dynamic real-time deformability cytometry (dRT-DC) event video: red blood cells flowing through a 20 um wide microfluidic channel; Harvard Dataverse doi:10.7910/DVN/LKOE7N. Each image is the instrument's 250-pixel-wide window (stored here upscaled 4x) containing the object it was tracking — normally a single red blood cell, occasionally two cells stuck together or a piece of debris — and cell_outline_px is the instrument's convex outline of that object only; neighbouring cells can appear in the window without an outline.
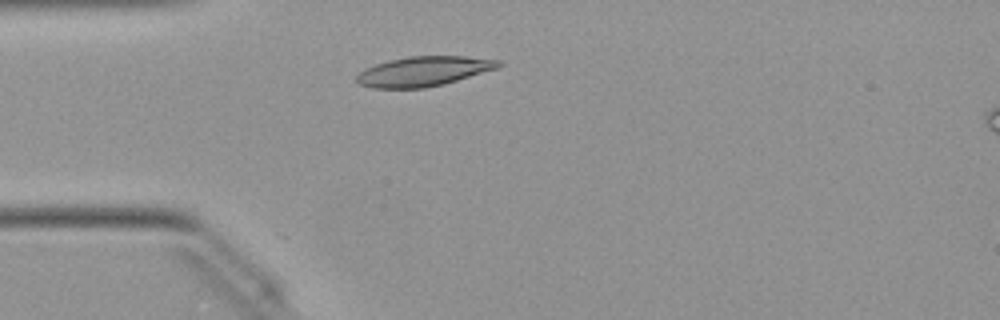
{"species": "Egyptian fruit bat (a non-hibernating species)", "species_latin": "Rousettus aegyptiacus", "temperature_condition": "warm", "stored_images_in_passage": 45, "camera_frame_rate_fps": 3000, "um_per_image_px": 0.085, "animal": {"sex": "female"}, "frame": {"image": 1, "passage_image": 8, "time_ms": 2.333, "image_size_px": [1000, 320], "cell_outline_px": [[504, 64], [496, 68], [444, 84], [424, 88], [372, 88], [360, 84], [356, 80], [356, 76], [364, 68], [388, 60], [408, 56], [464, 56], [500, 60]], "centroid_in_image_um": [35.98, 6.05], "position_along_channel_um": 49.0, "area_um2": 24.51}}
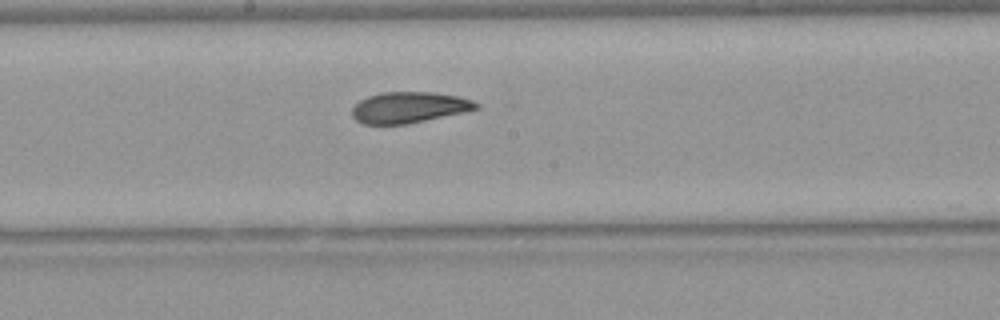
{"frame": {"image": 2, "passage_image": 21, "time_ms": 6.667, "image_size_px": [1000, 320], "cell_outline_px": [[480, 108], [464, 112], [408, 124], [364, 124], [356, 120], [352, 116], [352, 108], [360, 100], [368, 96], [380, 92], [436, 92], [460, 96], [472, 100], [480, 104]], "centroid_in_image_um": [34.79, 9.12], "position_along_channel_um": 213.4, "area_um2": 22.6}}
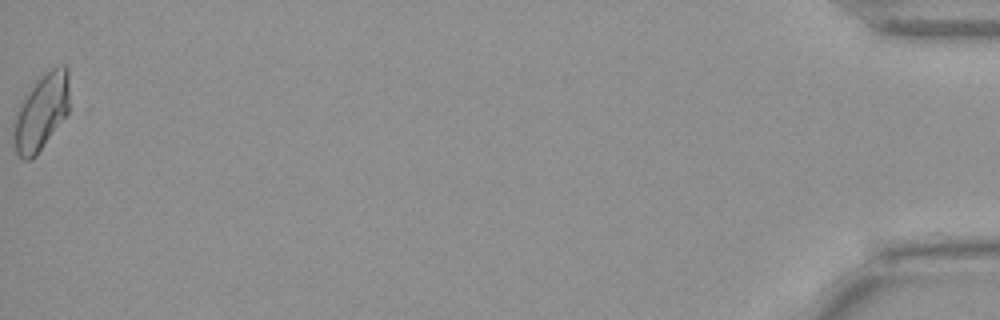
{"frame": {"image": 3, "passage_image": 45, "time_ms": 14.667, "image_size_px": [1000, 320], "cell_outline_px": [[68, 112], [36, 156], [32, 160], [24, 160], [16, 152], [12, 136], [12, 120], [20, 100], [32, 84], [40, 76], [52, 68], [60, 64], [64, 64], [68, 68]], "centroid_in_image_um": [3.45, 9.52], "position_along_channel_um": 431.7, "area_um2": 25.2}, "authors_computed_cell_mechanics": {"area_um2": 23.0622, "velocity_mm_per_s": 4.0418, "shape_relaxation_time_tau1_ms": 5.2051, "shape_relaxation_time_tau2_ms": 4.6433, "deformation_change_tau1": 0.1647, "deformation_change_tau2": 0.0927}}